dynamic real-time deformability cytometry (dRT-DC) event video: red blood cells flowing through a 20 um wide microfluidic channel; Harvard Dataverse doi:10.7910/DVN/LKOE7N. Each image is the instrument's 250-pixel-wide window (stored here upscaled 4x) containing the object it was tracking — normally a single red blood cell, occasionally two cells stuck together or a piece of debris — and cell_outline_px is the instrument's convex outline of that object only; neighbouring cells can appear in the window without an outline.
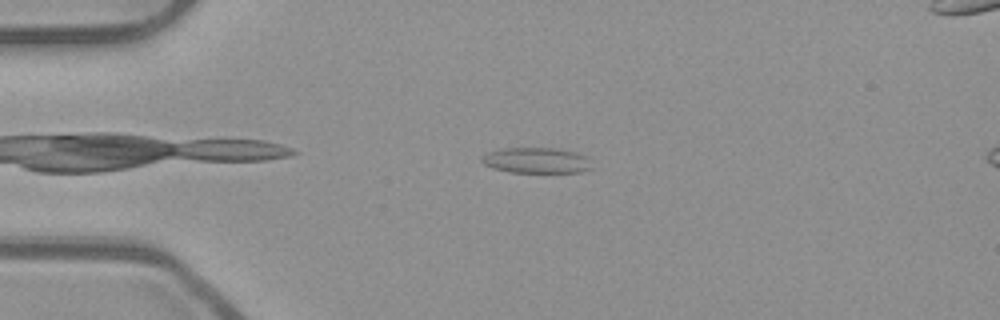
{"species": "common noctule bat (a hibernating species)", "species_latin": "Nyctalus noctula", "temperature_condition": "room temperature", "stored_images_in_passage": 33, "camera_frame_rate_fps": 3000, "um_per_image_px": 0.085, "animal": {"sex": "male", "body_mass_g": 23.1, "forearm_length_mm": 52.7}, "frame": {"image": 1, "passage_image": 6, "time_ms": 1.667, "image_size_px": [1000, 320], "cell_outline_px": [[592, 168], [580, 172], [508, 172], [492, 168], [484, 164], [480, 160], [480, 156], [488, 152], [504, 148], [556, 148], [576, 152], [588, 156]], "centroid_in_image_um": [45.58, 13.63], "position_along_channel_um": 39.4, "area_um2": 16.59}}
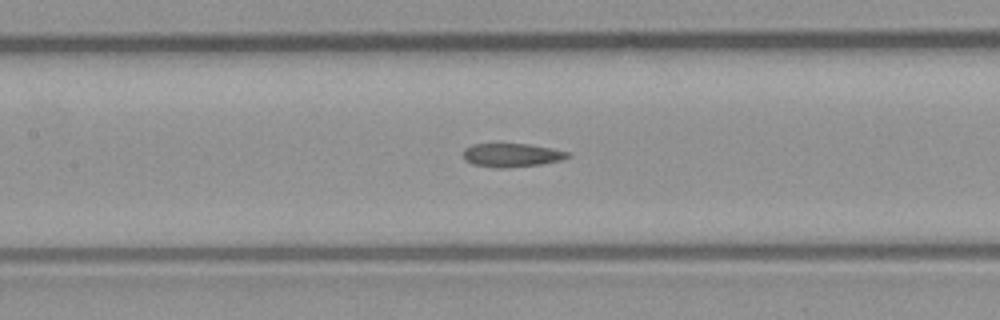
{"frame": {"image": 2, "passage_image": 18, "time_ms": 5.667, "image_size_px": [1000, 320], "cell_outline_px": [[572, 156], [560, 160], [540, 164], [496, 168], [472, 164], [464, 160], [464, 148], [472, 144], [528, 144], [552, 148], [568, 152]], "centroid_in_image_um": [43.48, 13.18], "position_along_channel_um": 163.9, "area_um2": 14.22}}
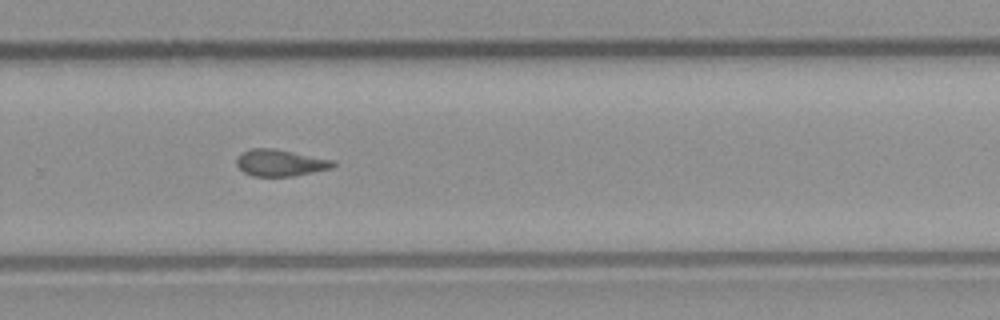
{"frame": {"image": 3, "passage_image": 29, "time_ms": 9.333, "image_size_px": [1000, 320], "cell_outline_px": [[336, 164], [332, 168], [292, 176], [252, 176], [244, 172], [236, 164], [236, 160], [240, 152], [252, 148], [276, 148], [336, 160]], "centroid_in_image_um": [23.83, 13.82], "position_along_channel_um": 306.0, "area_um2": 15.2}}